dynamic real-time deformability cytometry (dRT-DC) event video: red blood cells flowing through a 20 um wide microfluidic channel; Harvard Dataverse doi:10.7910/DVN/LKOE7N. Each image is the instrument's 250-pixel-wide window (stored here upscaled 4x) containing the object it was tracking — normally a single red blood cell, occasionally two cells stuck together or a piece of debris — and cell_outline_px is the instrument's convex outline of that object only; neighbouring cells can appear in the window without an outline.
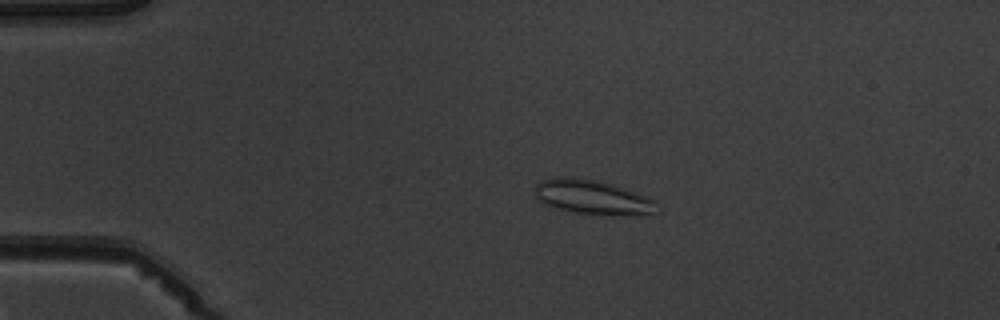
{"species": "common noctule bat (a hibernating species)", "species_latin": "Nyctalus noctula", "temperature_condition": "warm", "stored_images_in_passage": 8, "camera_frame_rate_fps": 3000, "um_per_image_px": 0.085, "animal": {"sex": "male", "body_mass_g": 19.5, "forearm_length_mm": 54.6}, "frame": {"image": 1, "passage_image": 4, "time_ms": 3.667, "image_size_px": [1000, 320], "cell_outline_px": [[660, 212], [624, 216], [608, 216], [572, 212], [556, 208], [544, 204], [536, 196], [536, 184], [540, 180], [556, 176], [572, 176], [600, 180], [612, 184], [656, 200]], "centroid_in_image_um": [50.38, 16.76], "position_along_channel_um": 34.6, "area_um2": 25.03}}
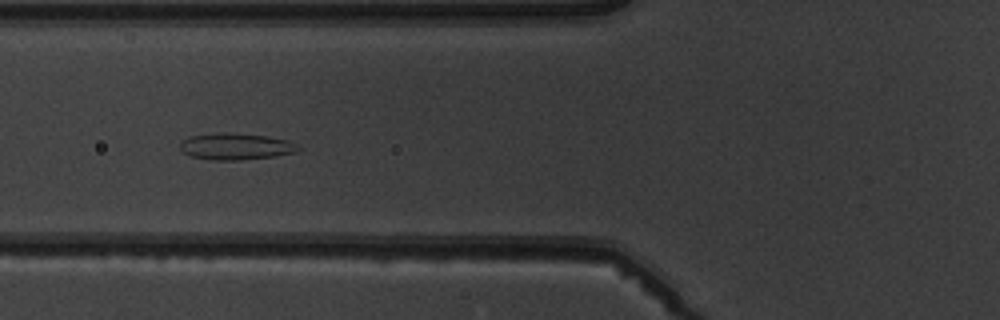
{"frame": {"image": 2, "passage_image": 6, "time_ms": 6.667, "image_size_px": [1000, 320], "cell_outline_px": [[300, 148], [296, 152], [276, 156], [240, 160], [216, 160], [192, 156], [184, 152], [180, 148], [180, 144], [188, 136], [220, 132], [228, 132], [268, 136], [288, 140], [300, 144]], "centroid_in_image_um": [20.1, 12.44], "position_along_channel_um": 105.7, "area_um2": 18.38}}
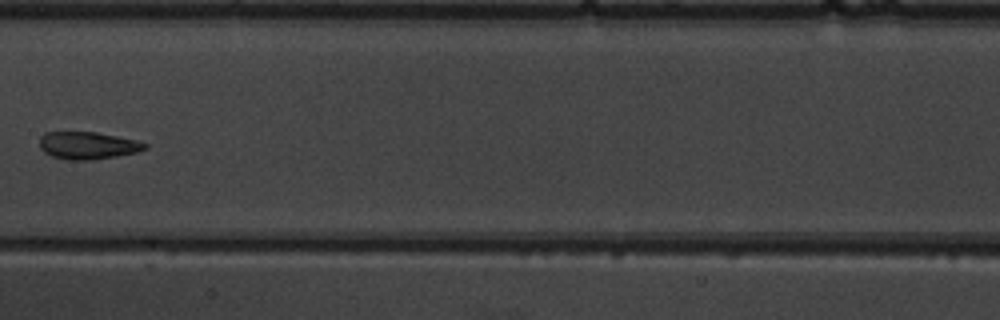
{"frame": {"image": 3, "passage_image": 8, "time_ms": 9.0, "image_size_px": [1000, 320], "cell_outline_px": [[148, 148], [136, 152], [116, 156], [92, 160], [68, 160], [52, 156], [44, 152], [40, 148], [40, 136], [44, 132], [96, 132], [136, 140], [148, 144]], "centroid_in_image_um": [7.44, 12.36], "position_along_channel_um": 200.0, "area_um2": 16.82}}